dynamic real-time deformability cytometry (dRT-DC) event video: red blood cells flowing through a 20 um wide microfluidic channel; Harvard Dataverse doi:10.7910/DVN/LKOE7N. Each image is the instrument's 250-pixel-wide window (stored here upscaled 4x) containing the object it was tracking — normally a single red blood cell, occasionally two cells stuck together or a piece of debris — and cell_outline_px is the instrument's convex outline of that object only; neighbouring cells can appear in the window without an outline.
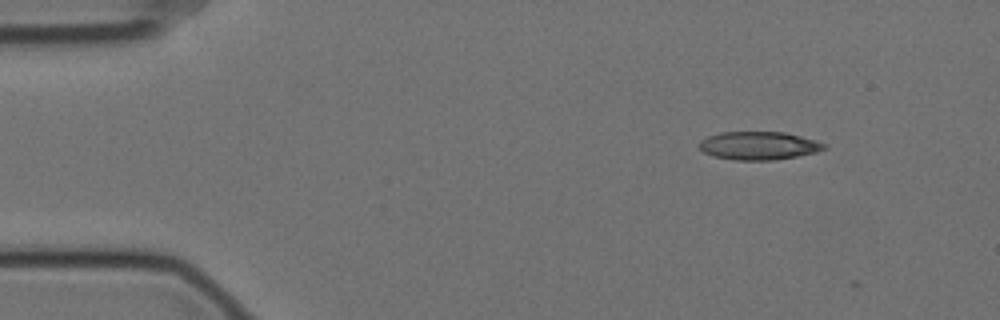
{"species": "Egyptian fruit bat (a non-hibernating species)", "species_latin": "Rousettus aegyptiacus", "temperature_condition": "cold", "stored_images_in_passage": 4, "camera_frame_rate_fps": 3000, "um_per_image_px": 0.085, "animal": {"sex": "female"}, "frame": {"image": 1, "passage_image": 1, "time_ms": 0.0, "image_size_px": [1000, 320], "cell_outline_px": [[828, 148], [816, 152], [776, 160], [736, 160], [716, 156], [704, 152], [700, 148], [700, 140], [708, 136], [720, 132], [784, 132], [800, 136], [828, 144]], "centroid_in_image_um": [64.53, 12.38], "position_along_channel_um": 20.5, "area_um2": 20.4}}